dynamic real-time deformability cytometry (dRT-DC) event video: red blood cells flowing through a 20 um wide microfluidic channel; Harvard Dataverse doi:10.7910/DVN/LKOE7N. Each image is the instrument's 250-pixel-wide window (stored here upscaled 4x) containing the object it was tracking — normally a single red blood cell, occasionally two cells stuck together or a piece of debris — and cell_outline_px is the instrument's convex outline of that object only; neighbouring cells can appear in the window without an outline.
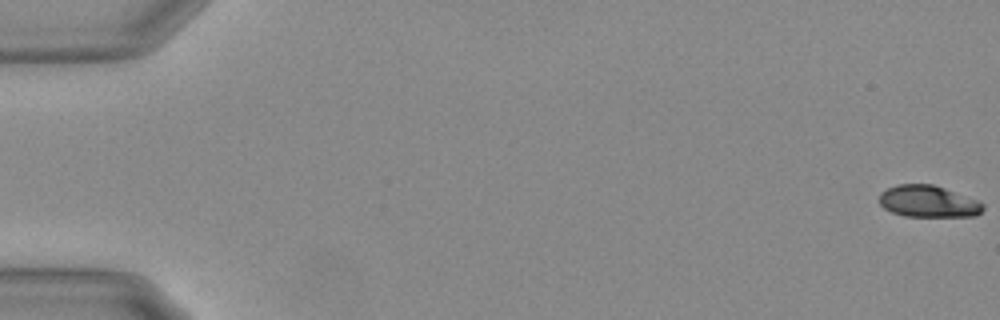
{"species": "Egyptian fruit bat (a non-hibernating species)", "species_latin": "Rousettus aegyptiacus", "temperature_condition": "warm", "stored_images_in_passage": 56, "camera_frame_rate_fps": 3000, "um_per_image_px": 0.085, "animal": {"sex": "female"}, "frame": {"image": 1, "passage_image": 1, "time_ms": 0.0, "image_size_px": [1000, 320], "cell_outline_px": [[984, 208], [976, 216], [904, 216], [892, 212], [884, 208], [880, 204], [880, 192], [888, 188], [900, 184], [932, 184], [980, 200], [984, 204]], "centroid_in_image_um": [78.93, 17.12], "position_along_channel_um": 6.1, "area_um2": 19.19}}
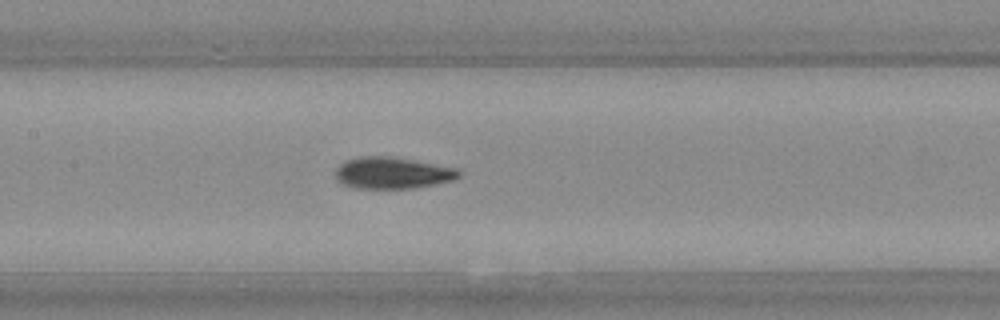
{"frame": {"image": 2, "passage_image": 28, "time_ms": 9.0, "image_size_px": [1000, 320], "cell_outline_px": [[460, 176], [452, 180], [412, 188], [352, 188], [340, 184], [336, 180], [336, 168], [340, 164], [348, 160], [360, 156], [388, 156], [460, 168]], "centroid_in_image_um": [33.32, 14.7], "position_along_channel_um": 174.1, "area_um2": 22.66}}
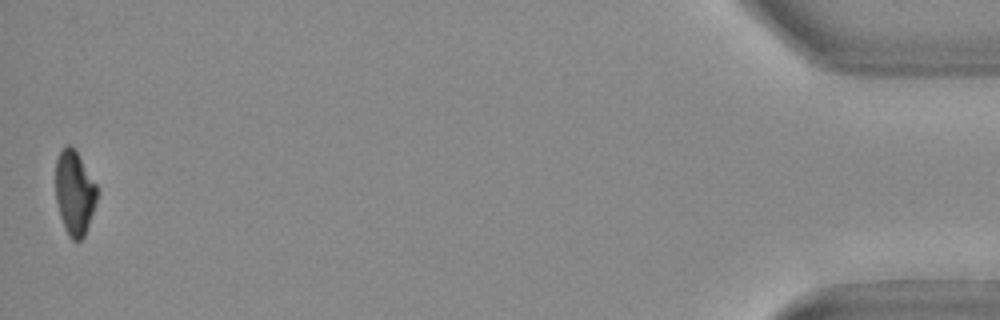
{"frame": {"image": 3, "passage_image": 56, "time_ms": 18.333, "image_size_px": [1000, 320], "cell_outline_px": [[96, 200], [84, 236], [80, 240], [72, 240], [68, 236], [60, 216], [56, 200], [56, 160], [60, 152], [68, 144], [76, 152], [96, 184]], "centroid_in_image_um": [6.31, 16.41], "position_along_channel_um": 428.9, "area_um2": 19.71}, "authors_computed_cell_mechanics": {"area_um2": 21.7328, "velocity_mm_per_s": 3.718, "shape_relaxation_time_tau1_ms": 3.964, "shape_relaxation_time_tau2_ms": 2.2909, "deformation_change_tau1": 0.1558, "deformation_change_tau2": 0.0574}}